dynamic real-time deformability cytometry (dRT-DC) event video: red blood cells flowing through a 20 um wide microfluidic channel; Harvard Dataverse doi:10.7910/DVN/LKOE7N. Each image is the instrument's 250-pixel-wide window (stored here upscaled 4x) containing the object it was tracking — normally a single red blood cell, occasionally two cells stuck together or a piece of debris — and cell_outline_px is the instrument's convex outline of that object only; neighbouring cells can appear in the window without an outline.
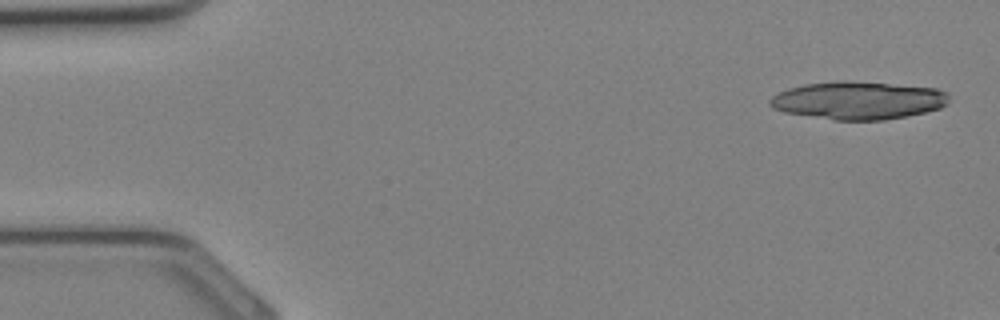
{"species": "Egyptian fruit bat (a non-hibernating species)", "species_latin": "Rousettus aegyptiacus", "temperature_condition": "cold", "stored_images_in_passage": 8, "camera_frame_rate_fps": 3000, "um_per_image_px": 0.085, "animal": {"sex": "female"}, "frame": {"image": 1, "passage_image": 1, "time_ms": 0.0, "image_size_px": [1000, 320], "cell_outline_px": [[948, 104], [940, 108], [908, 116], [884, 120], [832, 120], [784, 112], [772, 108], [768, 104], [768, 100], [772, 96], [788, 88], [804, 84], [888, 84], [936, 88], [948, 92]], "centroid_in_image_um": [72.96, 8.59], "position_along_channel_um": 12.0, "area_um2": 38.38}}